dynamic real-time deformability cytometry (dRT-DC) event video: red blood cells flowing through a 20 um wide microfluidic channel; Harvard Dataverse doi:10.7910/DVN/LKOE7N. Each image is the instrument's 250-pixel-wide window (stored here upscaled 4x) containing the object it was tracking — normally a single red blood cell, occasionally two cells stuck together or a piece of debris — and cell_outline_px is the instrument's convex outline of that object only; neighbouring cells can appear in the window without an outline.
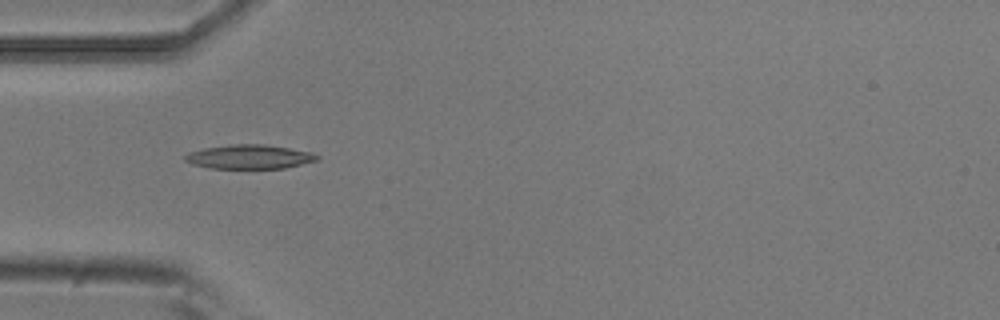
{"species": "common noctule bat (a hibernating species)", "species_latin": "Nyctalus noctula", "temperature_condition": "room temperature", "stored_images_in_passage": 6, "camera_frame_rate_fps": 3000, "um_per_image_px": 0.085, "animal": {"sex": "male", "body_mass_g": 20.5, "forearm_length_mm": 52.5}, "frame": {"image": 1, "passage_image": 5, "time_ms": 1.333, "image_size_px": [1000, 320], "cell_outline_px": [[320, 160], [284, 168], [208, 168], [192, 164], [184, 160], [184, 156], [188, 152], [204, 148], [228, 144], [264, 144], [312, 152], [320, 156]], "centroid_in_image_um": [21.2, 13.32], "position_along_channel_um": 63.8, "area_um2": 18.67}}
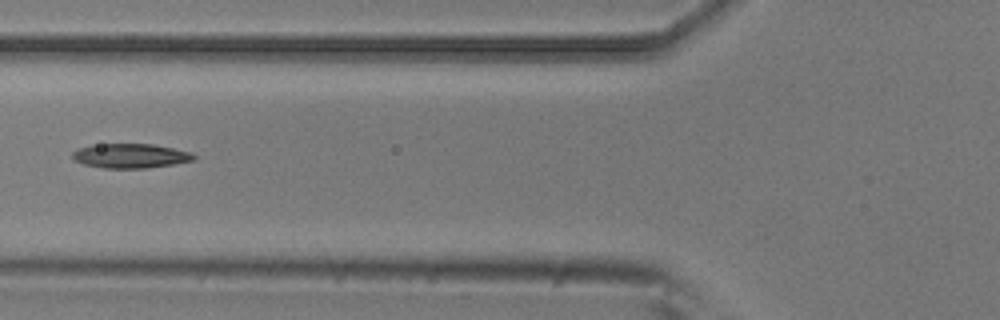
{"frame": {"image": 2, "passage_image": 6, "time_ms": 1.667, "image_size_px": [1000, 320], "cell_outline_px": [[196, 160], [148, 168], [104, 168], [84, 164], [72, 160], [72, 152], [76, 148], [92, 144], [152, 144], [192, 152], [196, 156]], "centroid_in_image_um": [11.06, 13.24], "position_along_channel_um": 114.7, "area_um2": 17.46}}